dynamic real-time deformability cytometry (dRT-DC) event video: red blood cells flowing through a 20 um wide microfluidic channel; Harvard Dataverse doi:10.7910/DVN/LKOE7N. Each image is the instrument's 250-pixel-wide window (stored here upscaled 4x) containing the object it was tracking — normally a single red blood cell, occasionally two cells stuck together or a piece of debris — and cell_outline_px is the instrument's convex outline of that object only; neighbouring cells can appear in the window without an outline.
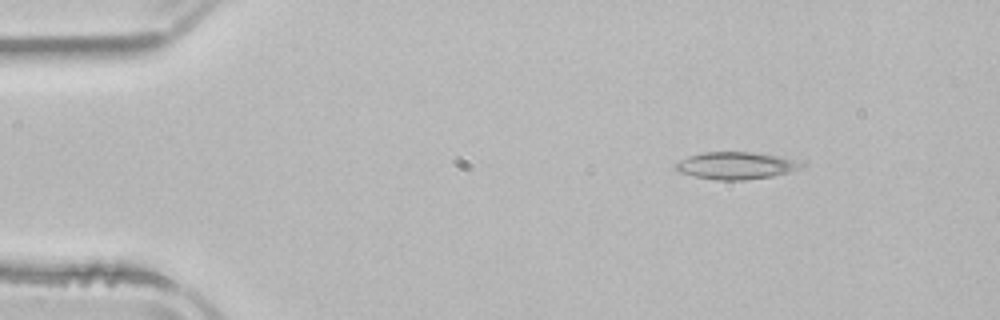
{"species": "common noctule bat (a hibernating species)", "species_latin": "Nyctalus noctula", "temperature_condition": "room temperature", "stored_images_in_passage": 3, "camera_frame_rate_fps": 3000, "um_per_image_px": 0.085, "animal": {"sex": "male", "body_mass_g": 21.5, "forearm_length_mm": 52.0}, "frame": {"image": 1, "passage_image": 1, "time_ms": 0.0, "image_size_px": [1000, 320], "cell_outline_px": [[796, 168], [788, 172], [772, 176], [744, 180], [720, 180], [696, 176], [680, 172], [676, 168], [676, 164], [680, 160], [688, 156], [704, 152], [752, 152], [776, 156], [788, 160], [796, 164]], "centroid_in_image_um": [62.4, 14.07], "position_along_channel_um": 22.6, "area_um2": 18.96}}